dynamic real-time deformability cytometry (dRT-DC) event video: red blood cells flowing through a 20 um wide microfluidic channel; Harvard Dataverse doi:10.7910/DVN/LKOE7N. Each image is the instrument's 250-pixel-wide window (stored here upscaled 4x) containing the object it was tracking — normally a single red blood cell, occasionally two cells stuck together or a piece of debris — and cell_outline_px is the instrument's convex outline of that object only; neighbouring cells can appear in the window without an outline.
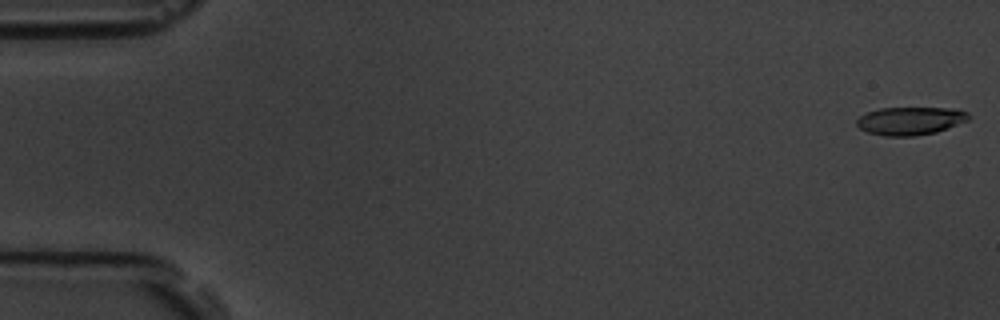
{"species": "common noctule bat (a hibernating species)", "species_latin": "Nyctalus noctula", "temperature_condition": "room temperature", "stored_images_in_passage": 10, "camera_frame_rate_fps": 3000, "um_per_image_px": 0.085, "animal": {"sex": "male", "body_mass_g": 19.5, "forearm_length_mm": 54.6}, "frame": {"image": 1, "passage_image": 1, "time_ms": 0.0, "image_size_px": [1000, 320], "cell_outline_px": [[972, 116], [968, 120], [936, 132], [912, 136], [884, 136], [868, 132], [860, 128], [856, 124], [856, 120], [860, 116], [868, 112], [880, 108], [960, 108], [968, 112]], "centroid_in_image_um": [77.41, 10.26], "position_along_channel_um": 7.6, "area_um2": 18.32}}
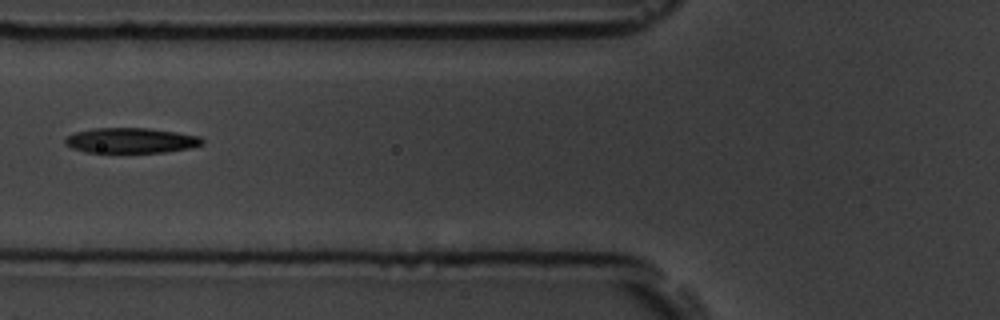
{"frame": {"image": 2, "passage_image": 7, "time_ms": 7.0, "image_size_px": [1000, 320], "cell_outline_px": [[204, 144], [188, 148], [164, 152], [84, 152], [72, 148], [64, 144], [64, 140], [68, 136], [76, 132], [92, 128], [148, 128], [176, 132], [200, 136], [204, 140]], "centroid_in_image_um": [11.12, 11.94], "position_along_channel_um": 114.7, "area_um2": 20.11}}
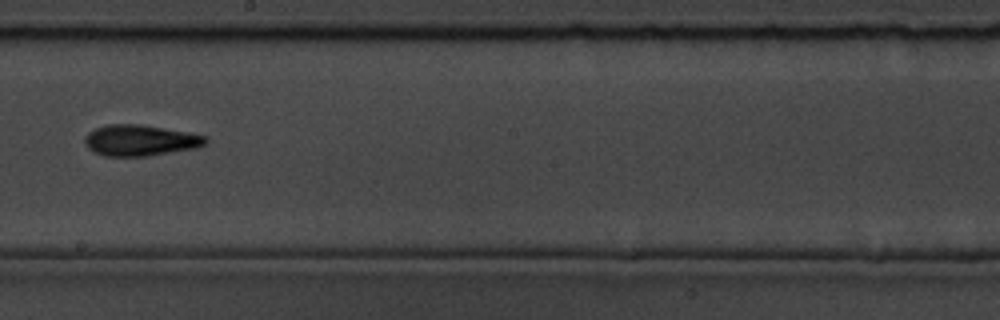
{"frame": {"image": 3, "passage_image": 10, "time_ms": 10.333, "image_size_px": [1000, 320], "cell_outline_px": [[208, 140], [204, 144], [196, 148], [148, 156], [104, 156], [92, 152], [84, 144], [84, 136], [88, 132], [96, 128], [108, 124], [136, 124], [208, 136]], "centroid_in_image_um": [11.86, 11.94], "position_along_channel_um": 236.3, "area_um2": 21.73}}